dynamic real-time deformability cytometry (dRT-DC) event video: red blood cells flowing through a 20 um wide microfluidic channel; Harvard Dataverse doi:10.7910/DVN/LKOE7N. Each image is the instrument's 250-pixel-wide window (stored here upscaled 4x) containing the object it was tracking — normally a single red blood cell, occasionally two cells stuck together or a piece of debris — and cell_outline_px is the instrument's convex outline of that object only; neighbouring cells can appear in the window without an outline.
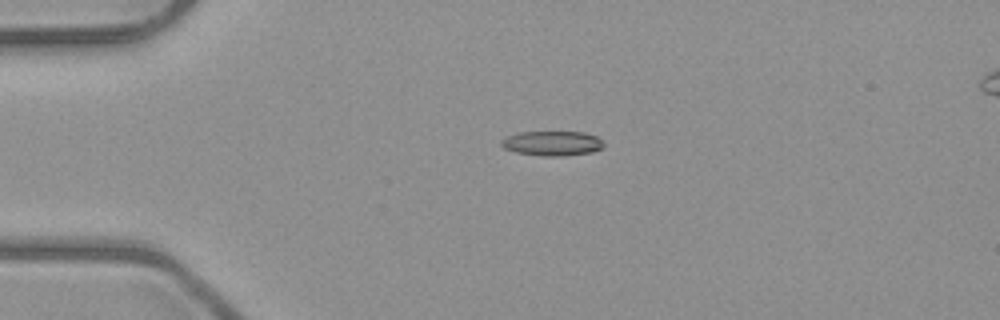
{"species": "common noctule bat (a hibernating species)", "species_latin": "Nyctalus noctula", "temperature_condition": "room temperature", "stored_images_in_passage": 4, "camera_frame_rate_fps": 3000, "um_per_image_px": 0.085, "animal": {"sex": "male", "body_mass_g": 23.1, "forearm_length_mm": 52.7}, "frame": {"image": 1, "passage_image": 2, "time_ms": 1.333, "image_size_px": [1000, 320], "cell_outline_px": [[604, 144], [600, 148], [592, 152], [560, 156], [544, 156], [516, 152], [504, 148], [500, 144], [500, 140], [516, 132], [584, 132], [596, 136]], "centroid_in_image_um": [46.9, 12.17], "position_along_channel_um": 38.1, "area_um2": 14.62}}